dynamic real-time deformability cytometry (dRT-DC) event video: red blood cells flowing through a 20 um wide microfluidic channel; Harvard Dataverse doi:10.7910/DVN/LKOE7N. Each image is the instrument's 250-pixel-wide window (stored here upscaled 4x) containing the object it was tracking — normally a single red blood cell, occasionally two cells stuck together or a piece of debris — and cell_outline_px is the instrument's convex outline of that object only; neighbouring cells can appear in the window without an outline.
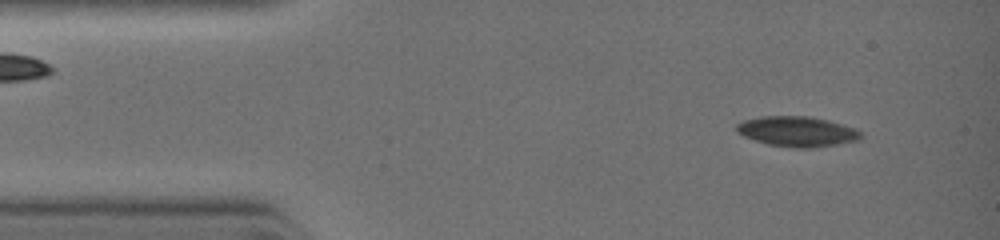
{"species": "common noctule bat (a hibernating species)", "species_latin": "Nyctalus noctula", "temperature_condition": "warm", "stored_images_in_passage": 5, "camera_frame_rate_fps": 3000, "um_per_image_px": 0.085, "animal": {"sex": "female", "body_mass_g": 19.0, "forearm_length_mm": 51.5}, "frame": {"image": 1, "passage_image": 2, "time_ms": 0.667, "image_size_px": [1000, 240], "cell_outline_px": [[864, 136], [856, 140], [836, 144], [804, 148], [800, 148], [768, 144], [744, 136], [736, 132], [736, 124], [744, 120], [760, 116], [812, 116], [828, 120], [856, 128]], "centroid_in_image_um": [67.74, 11.15], "position_along_channel_um": 17.3, "area_um2": 21.68}}
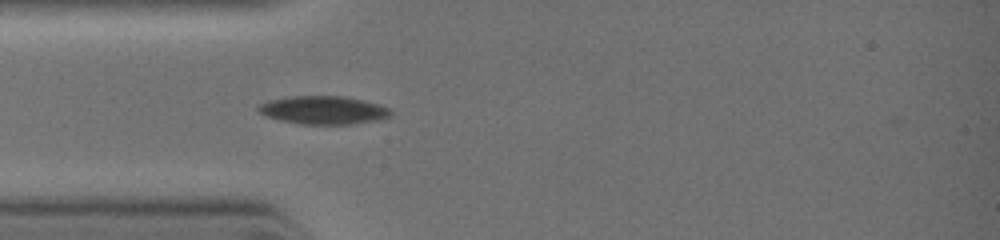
{"frame": {"image": 2, "passage_image": 5, "time_ms": 2.667, "image_size_px": [1000, 240], "cell_outline_px": [[392, 112], [388, 116], [372, 120], [348, 124], [304, 124], [280, 120], [268, 116], [260, 112], [256, 108], [260, 104], [272, 100], [288, 96], [344, 96], [364, 100], [380, 104], [388, 108]], "centroid_in_image_um": [27.47, 9.34], "position_along_channel_um": 57.5, "area_um2": 21.33}}